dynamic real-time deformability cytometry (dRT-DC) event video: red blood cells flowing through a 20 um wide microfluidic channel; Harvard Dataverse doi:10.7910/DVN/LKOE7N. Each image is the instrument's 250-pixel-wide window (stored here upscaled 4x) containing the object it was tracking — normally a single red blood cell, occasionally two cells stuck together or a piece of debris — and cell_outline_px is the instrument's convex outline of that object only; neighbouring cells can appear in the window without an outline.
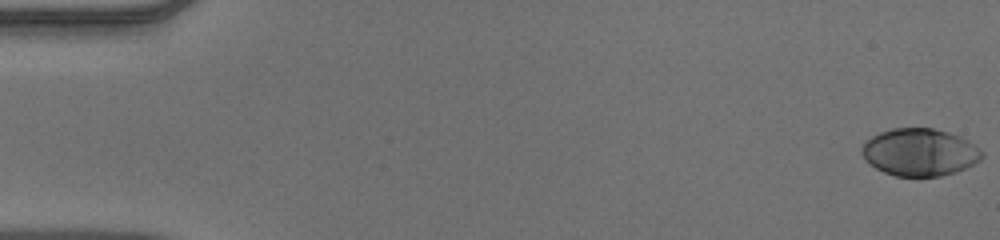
{"species": "human", "species_latin": "Homo sapiens", "temperature_condition": "warm", "stored_images_in_passage": 53, "camera_frame_rate_fps": 3000, "um_per_image_px": 0.085, "donor": {"sex": "male"}, "frame": {"image": 1, "passage_image": 1, "time_ms": 0.0, "image_size_px": [1000, 240], "cell_outline_px": [[984, 156], [980, 160], [964, 168], [940, 176], [896, 176], [884, 172], [876, 168], [864, 160], [860, 152], [860, 148], [864, 140], [880, 132], [892, 128], [932, 128], [948, 132], [960, 136], [968, 140]], "centroid_in_image_um": [78.1, 12.93], "position_along_channel_um": 6.9, "area_um2": 33.06}}
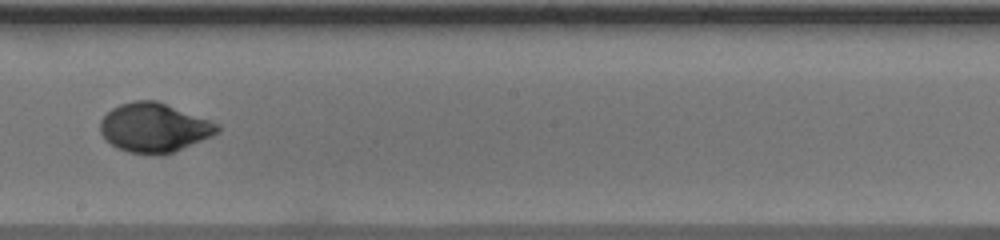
{"frame": {"image": 2, "passage_image": 31, "time_ms": 10.0, "image_size_px": [1000, 240], "cell_outline_px": [[220, 132], [212, 136], [172, 152], [160, 156], [156, 156], [128, 152], [116, 148], [100, 132], [100, 120], [112, 108], [120, 104], [136, 100], [156, 100], [220, 124]], "centroid_in_image_um": [13.1, 10.86], "position_along_channel_um": 235.1, "area_um2": 33.52}}
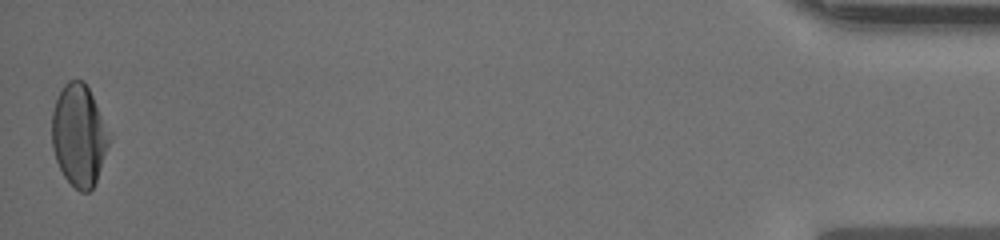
{"frame": {"image": 3, "passage_image": 53, "time_ms": 17.333, "image_size_px": [1000, 240], "cell_outline_px": [[112, 136], [96, 180], [92, 188], [88, 192], [80, 192], [64, 176], [56, 160], [52, 148], [52, 112], [56, 100], [64, 84], [68, 80], [84, 80]], "centroid_in_image_um": [6.71, 11.49], "position_along_channel_um": 428.5, "area_um2": 33.76}, "authors_computed_cell_mechanics": {"area_um2": 33.0038, "velocity_mm_per_s": 3.8987, "shape_relaxation_time_tau1_ms": 4.6459, "shape_relaxation_time_tau2_ms": null, "deformation_change_tau1": 0.2026, "deformation_change_tau2": null}}